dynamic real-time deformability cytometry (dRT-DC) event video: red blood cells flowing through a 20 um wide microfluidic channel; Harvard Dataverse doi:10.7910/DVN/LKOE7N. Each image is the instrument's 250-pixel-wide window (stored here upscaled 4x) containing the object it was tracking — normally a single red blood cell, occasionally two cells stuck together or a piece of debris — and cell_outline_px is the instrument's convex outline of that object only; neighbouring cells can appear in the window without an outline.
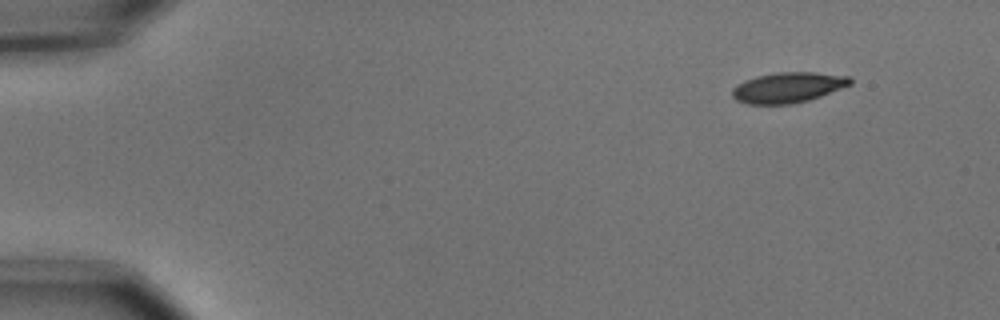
{"species": "common noctule bat (a hibernating species)", "species_latin": "Nyctalus noctula", "temperature_condition": "cold", "stored_images_in_passage": 5, "segment_of_instrument_passage": [1, 2], "camera_frame_rate_fps": 3000, "um_per_image_px": 0.085, "animal": {"sex": "male", "body_mass_g": 15.6}, "frame": {"image": 1, "passage_image": 1, "time_ms": 0.0, "image_size_px": [1000, 320], "cell_outline_px": [[852, 84], [820, 96], [808, 100], [792, 104], [748, 104], [736, 100], [732, 96], [732, 88], [736, 84], [744, 80], [756, 76], [776, 72], [816, 72], [852, 76]], "centroid_in_image_um": [66.98, 7.42], "position_along_channel_um": 18.0, "area_um2": 21.1}}
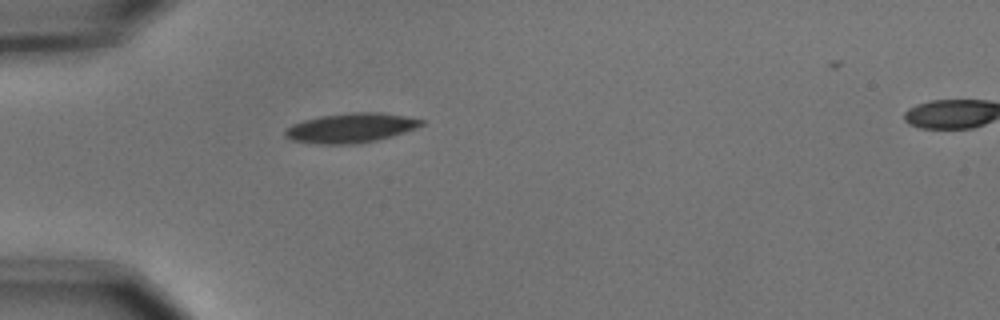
{"frame": {"image": 2, "passage_image": 4, "time_ms": 1.0, "image_size_px": [1000, 320], "cell_outline_px": [[424, 124], [416, 128], [392, 136], [376, 140], [352, 144], [320, 144], [292, 140], [284, 136], [284, 132], [292, 124], [304, 120], [320, 116], [352, 112], [380, 112], [404, 116], [424, 120]], "centroid_in_image_um": [29.82, 10.87], "position_along_channel_um": 55.2, "area_um2": 23.29}}